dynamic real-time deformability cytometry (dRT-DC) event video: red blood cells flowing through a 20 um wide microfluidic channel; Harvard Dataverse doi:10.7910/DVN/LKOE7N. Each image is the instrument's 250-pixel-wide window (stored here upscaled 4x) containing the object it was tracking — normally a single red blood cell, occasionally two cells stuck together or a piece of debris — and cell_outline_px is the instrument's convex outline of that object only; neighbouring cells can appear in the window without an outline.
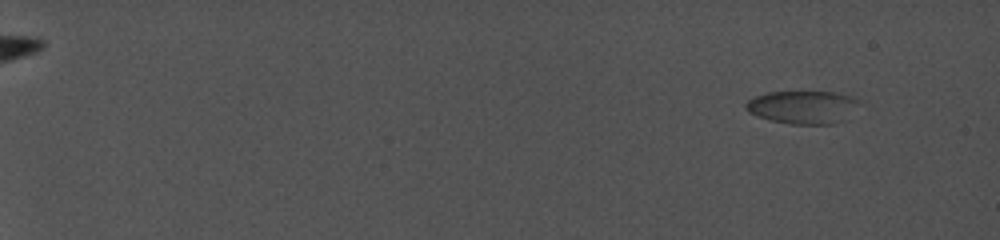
{"species": "common noctule bat (a hibernating species)", "species_latin": "Nyctalus noctula", "temperature_condition": "cold", "stored_images_in_passage": 12, "camera_frame_rate_fps": 5000, "um_per_image_px": 0.085, "animal": {"sex": "female", "body_mass_g": 19.0, "forearm_length_mm": 56.7}, "frame": {"image": 1, "passage_image": 2, "time_ms": 1.2, "image_size_px": [1000, 240], "cell_outline_px": [[860, 104], [844, 120], [832, 124], [792, 124], [772, 120], [756, 116], [748, 112], [744, 108], [744, 104], [748, 100], [756, 96], [768, 92], [832, 92], [848, 96], [860, 100]], "centroid_in_image_um": [68.21, 9.11], "position_along_channel_um": 16.8, "area_um2": 21.73}}
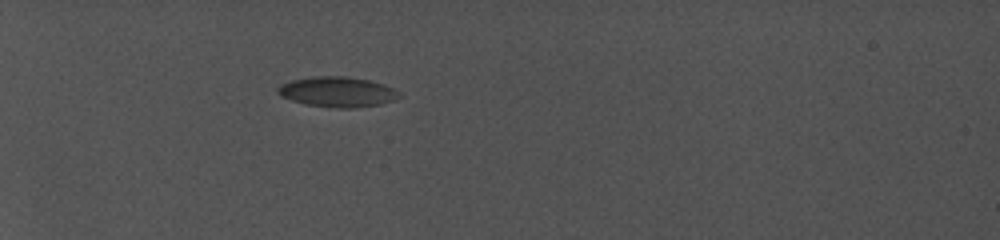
{"frame": {"image": 2, "passage_image": 7, "time_ms": 7.6, "image_size_px": [1000, 240], "cell_outline_px": [[404, 96], [396, 100], [380, 104], [352, 108], [336, 108], [308, 104], [292, 100], [280, 96], [276, 92], [276, 88], [280, 84], [292, 80], [312, 76], [344, 76], [368, 80], [384, 84], [396, 88]], "centroid_in_image_um": [28.72, 7.8], "position_along_channel_um": 56.3, "area_um2": 21.62}}
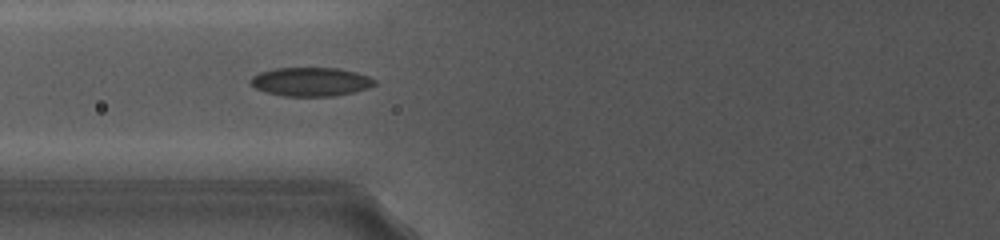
{"frame": {"image": 3, "passage_image": 9, "time_ms": 10.2, "image_size_px": [1000, 240], "cell_outline_px": [[376, 84], [372, 88], [332, 96], [284, 96], [264, 92], [256, 88], [248, 80], [252, 76], [260, 72], [276, 68], [340, 68], [356, 72], [368, 76], [376, 80]], "centroid_in_image_um": [26.43, 6.95], "position_along_channel_um": 99.4, "area_um2": 20.92}}